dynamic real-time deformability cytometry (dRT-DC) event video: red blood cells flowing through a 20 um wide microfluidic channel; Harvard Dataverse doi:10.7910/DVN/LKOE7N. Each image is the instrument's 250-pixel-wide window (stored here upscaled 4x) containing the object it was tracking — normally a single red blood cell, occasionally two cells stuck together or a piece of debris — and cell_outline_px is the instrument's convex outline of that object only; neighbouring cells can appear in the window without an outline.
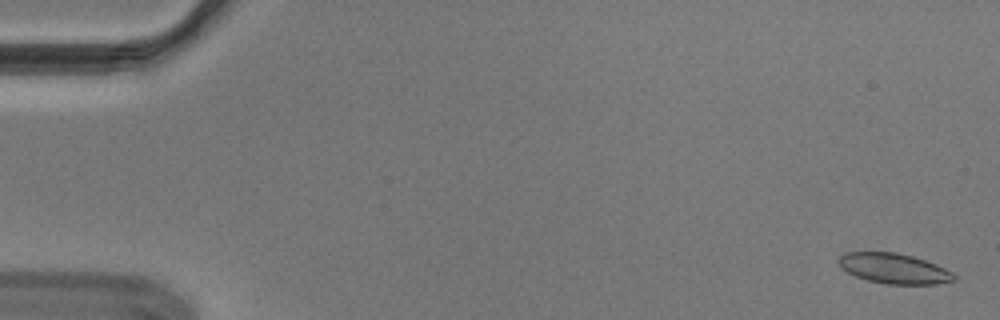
{"species": "Egyptian fruit bat (a non-hibernating species)", "species_latin": "Rousettus aegyptiacus", "temperature_condition": "cold", "stored_images_in_passage": 56, "camera_frame_rate_fps": 3000, "um_per_image_px": 0.085, "animal": {"sex": "male"}, "frame": {"image": 1, "passage_image": 2, "time_ms": 0.333, "image_size_px": [1000, 320], "cell_outline_px": [[956, 280], [936, 284], [888, 284], [868, 280], [856, 276], [848, 272], [840, 264], [840, 256], [844, 252], [896, 252], [912, 256], [936, 264], [952, 272], [956, 276]], "centroid_in_image_um": [76.03, 22.82], "position_along_channel_um": 9.0, "area_um2": 20.06}}
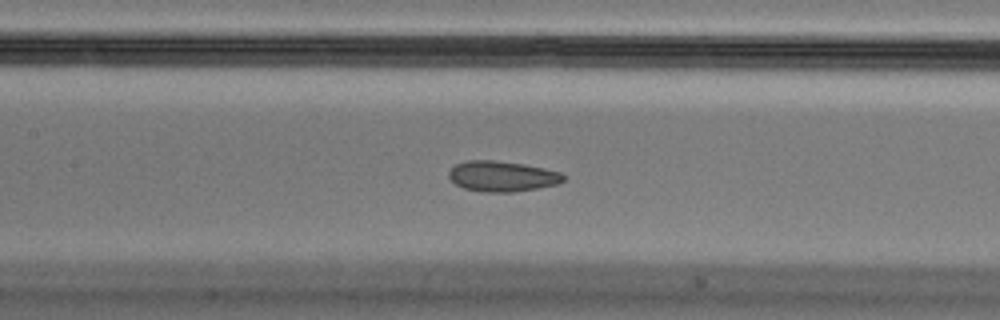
{"frame": {"image": 2, "passage_image": 26, "time_ms": 8.333, "image_size_px": [1000, 320], "cell_outline_px": [[564, 180], [556, 184], [536, 188], [512, 192], [480, 192], [464, 188], [456, 184], [448, 176], [448, 172], [456, 164], [464, 160], [492, 160], [524, 164], [560, 172], [564, 176]], "centroid_in_image_um": [42.64, 14.98], "position_along_channel_um": 164.8, "area_um2": 20.23}}
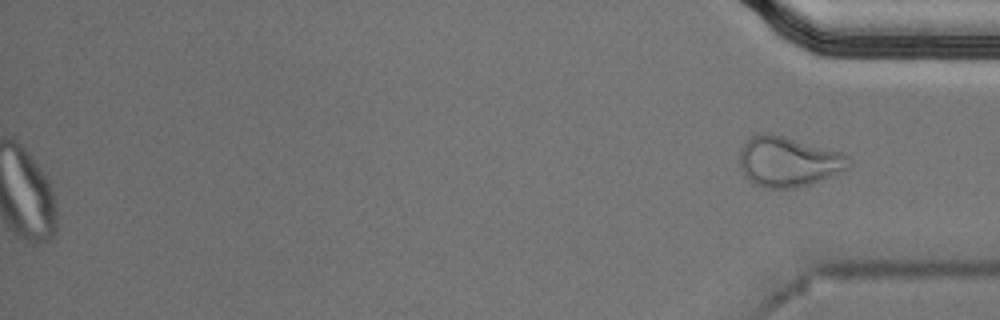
{"frame": {"image": 3, "passage_image": 56, "time_ms": 18.333, "image_size_px": [1000, 320], "cell_outline_px": [[852, 164], [848, 168], [812, 184], [792, 188], [768, 188], [756, 184], [748, 180], [744, 176], [740, 168], [740, 148], [752, 136], [760, 132], [768, 132], [784, 136], [840, 152], [848, 156]], "centroid_in_image_um": [66.98, 13.73], "position_along_channel_um": 368.2, "area_um2": 31.85}, "authors_computed_cell_mechanics": {"area_um2": 21.1837, "velocity_mm_per_s": 3.6749, "shape_relaxation_time_tau1_ms": null, "shape_relaxation_time_tau2_ms": 1.4527, "deformation_change_tau1": null, "deformation_change_tau2": 0.0678}}